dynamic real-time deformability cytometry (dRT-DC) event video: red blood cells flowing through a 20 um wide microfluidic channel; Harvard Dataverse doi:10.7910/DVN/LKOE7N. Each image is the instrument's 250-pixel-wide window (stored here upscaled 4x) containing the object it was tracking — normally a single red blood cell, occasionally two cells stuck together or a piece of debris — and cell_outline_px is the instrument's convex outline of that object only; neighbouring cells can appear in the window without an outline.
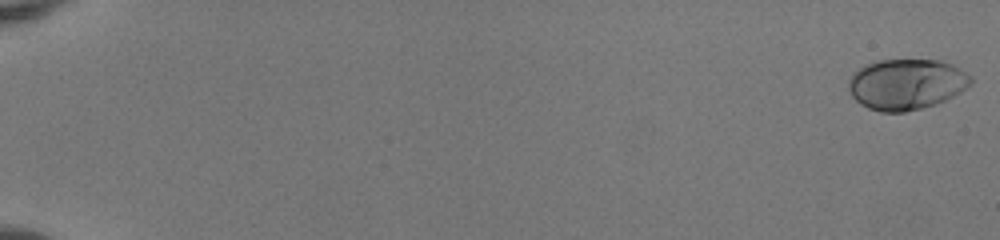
{"species": "human", "species_latin": "Homo sapiens", "temperature_condition": "room temperature", "stored_images_in_passage": 54, "camera_frame_rate_fps": 3000, "um_per_image_px": 0.085, "donor": {"sex": "female"}, "frame": {"image": 1, "passage_image": 1, "time_ms": 0.0, "image_size_px": [1000, 240], "cell_outline_px": [[972, 84], [960, 92], [944, 100], [920, 108], [904, 112], [880, 112], [868, 108], [860, 104], [848, 92], [848, 80], [860, 68], [876, 60], [940, 60], [952, 64], [972, 76]], "centroid_in_image_um": [77.03, 7.16], "position_along_channel_um": 8.0, "area_um2": 36.01}}
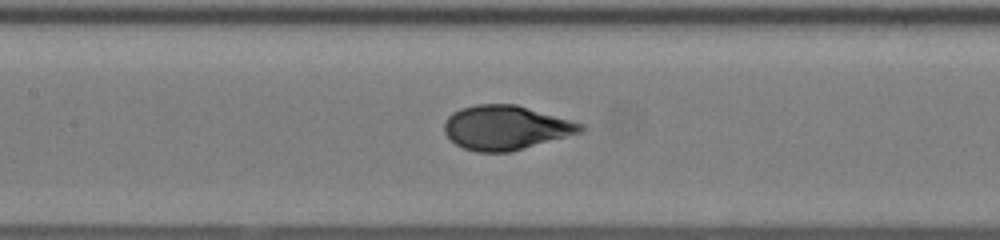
{"frame": {"image": 2, "passage_image": 29, "time_ms": 9.333, "image_size_px": [1000, 240], "cell_outline_px": [[588, 128], [584, 132], [508, 152], [476, 152], [464, 148], [456, 144], [444, 132], [444, 120], [452, 112], [460, 108], [476, 104], [516, 104], [584, 124]], "centroid_in_image_um": [43.0, 10.84], "position_along_channel_um": 164.4, "area_um2": 35.26}}
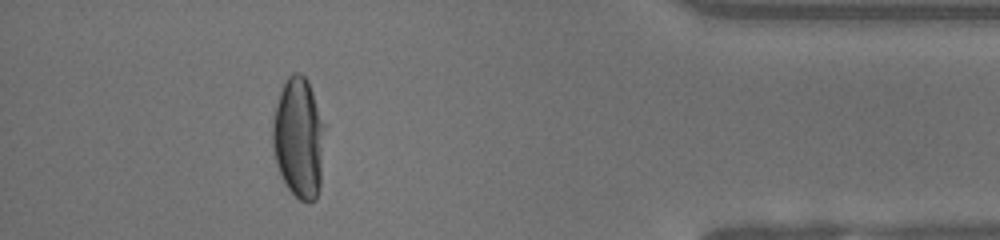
{"frame": {"image": 3, "passage_image": 50, "time_ms": 16.333, "image_size_px": [1000, 240], "cell_outline_px": [[328, 124], [320, 184], [316, 200], [308, 204], [300, 200], [288, 188], [276, 164], [272, 148], [272, 120], [276, 104], [280, 92], [288, 76], [292, 72], [300, 72], [308, 80]], "centroid_in_image_um": [25.45, 11.69], "position_along_channel_um": 409.7, "area_um2": 38.03}, "authors_computed_cell_mechanics": {"area_um2": 35.5759, "velocity_mm_per_s": 3.9996, "shape_relaxation_time_tau1_ms": 4.461, "shape_relaxation_time_tau2_ms": null, "deformation_change_tau1": 0.1962, "deformation_change_tau2": null}}